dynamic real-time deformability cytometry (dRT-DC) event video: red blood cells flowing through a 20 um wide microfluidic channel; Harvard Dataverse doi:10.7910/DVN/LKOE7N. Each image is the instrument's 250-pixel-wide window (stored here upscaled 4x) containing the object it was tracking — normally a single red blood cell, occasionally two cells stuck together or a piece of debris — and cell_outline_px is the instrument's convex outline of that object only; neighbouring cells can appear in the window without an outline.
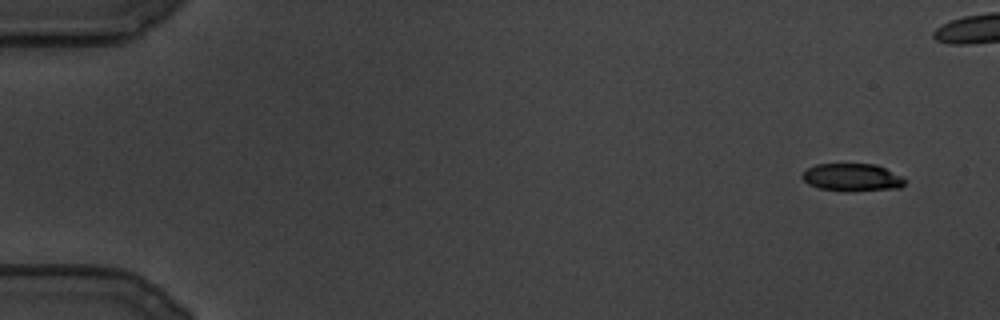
{"species": "common noctule bat (a hibernating species)", "species_latin": "Nyctalus noctula", "temperature_condition": "cold", "stored_images_in_passage": 98, "camera_frame_rate_fps": 3000, "um_per_image_px": 0.085, "animal": {"sex": "male", "body_mass_g": 19.5, "forearm_length_mm": 54.6}, "frame": {"image": 1, "passage_image": 1, "time_ms": 0.0, "image_size_px": [1000, 320], "cell_outline_px": [[908, 180], [900, 188], [852, 192], [844, 192], [820, 188], [808, 184], [800, 176], [808, 168], [816, 164], [876, 164]], "centroid_in_image_um": [72.43, 15.1], "position_along_channel_um": 12.6, "area_um2": 16.7}}